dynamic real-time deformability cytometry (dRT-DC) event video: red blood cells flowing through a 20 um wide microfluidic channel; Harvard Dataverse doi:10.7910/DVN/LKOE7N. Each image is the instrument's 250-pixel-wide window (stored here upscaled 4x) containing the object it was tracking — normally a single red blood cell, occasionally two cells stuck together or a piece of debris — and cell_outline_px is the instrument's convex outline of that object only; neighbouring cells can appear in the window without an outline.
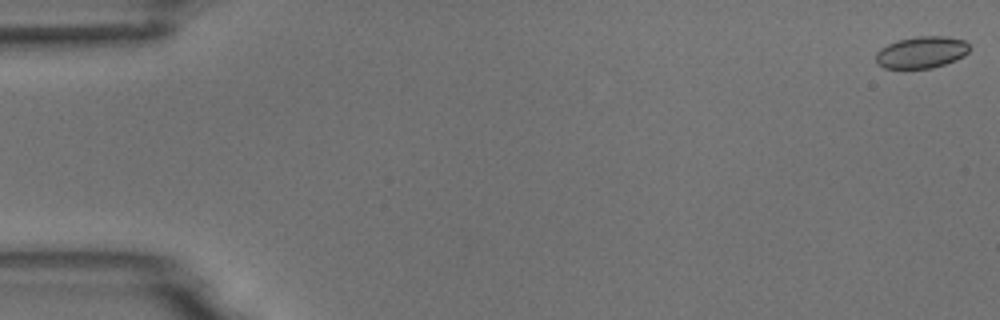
{"species": "common noctule bat (a hibernating species)", "species_latin": "Nyctalus noctula", "temperature_condition": "room temperature", "stored_images_in_passage": 11, "camera_frame_rate_fps": 3000, "um_per_image_px": 0.085, "animal": {"sex": "male", "body_mass_g": 18.8}, "frame": {"image": 1, "passage_image": 1, "time_ms": 0.0, "image_size_px": [1000, 320], "cell_outline_px": [[968, 52], [964, 56], [956, 60], [932, 68], [884, 68], [876, 64], [876, 52], [880, 48], [896, 40], [916, 36], [948, 36], [964, 40], [968, 44]], "centroid_in_image_um": [78.31, 4.44], "position_along_channel_um": 6.7, "area_um2": 17.46}}
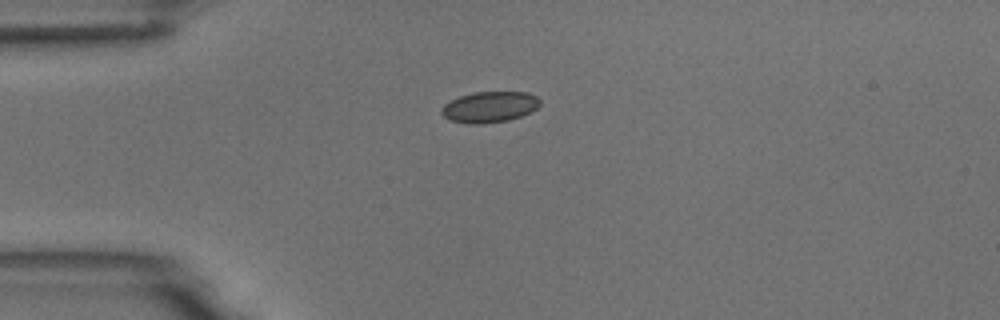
{"frame": {"image": 2, "passage_image": 4, "time_ms": 4.333, "image_size_px": [1000, 320], "cell_outline_px": [[540, 104], [532, 112], [508, 120], [480, 124], [468, 124], [448, 120], [440, 112], [440, 108], [444, 104], [460, 96], [472, 92], [528, 92], [536, 96], [540, 100]], "centroid_in_image_um": [41.59, 9.09], "position_along_channel_um": 43.4, "area_um2": 17.86}}